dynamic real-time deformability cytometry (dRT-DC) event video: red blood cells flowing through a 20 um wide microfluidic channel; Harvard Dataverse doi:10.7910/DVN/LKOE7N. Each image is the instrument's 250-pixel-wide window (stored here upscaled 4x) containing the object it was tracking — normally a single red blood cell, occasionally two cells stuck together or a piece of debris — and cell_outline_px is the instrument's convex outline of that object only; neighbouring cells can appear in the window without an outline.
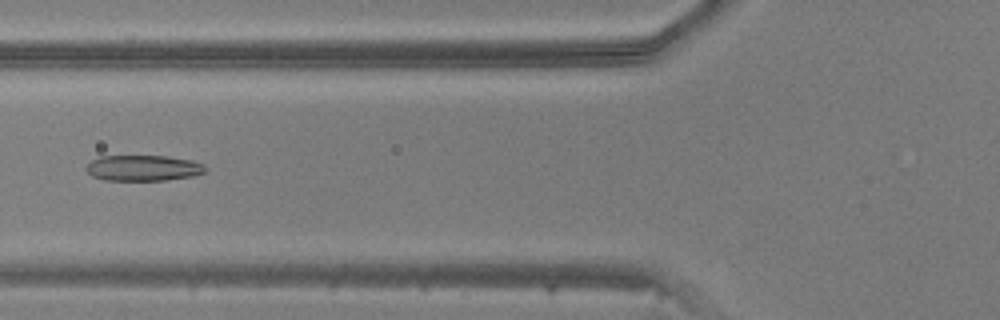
{"species": "common noctule bat (a hibernating species)", "species_latin": "Nyctalus noctula", "temperature_condition": "warm", "stored_images_in_passage": 49, "camera_frame_rate_fps": 3000, "um_per_image_px": 0.085, "animal": {"sex": "male", "body_mass_g": 20.5, "forearm_length_mm": 52.5}, "frame": {"image": 1, "passage_image": 19, "time_ms": 6.0, "image_size_px": [1000, 320], "cell_outline_px": [[204, 172], [192, 176], [168, 180], [104, 180], [92, 176], [84, 168], [92, 160], [100, 156], [168, 156], [192, 160], [204, 164]], "centroid_in_image_um": [12.15, 14.28], "position_along_channel_um": 113.6, "area_um2": 17.86}}
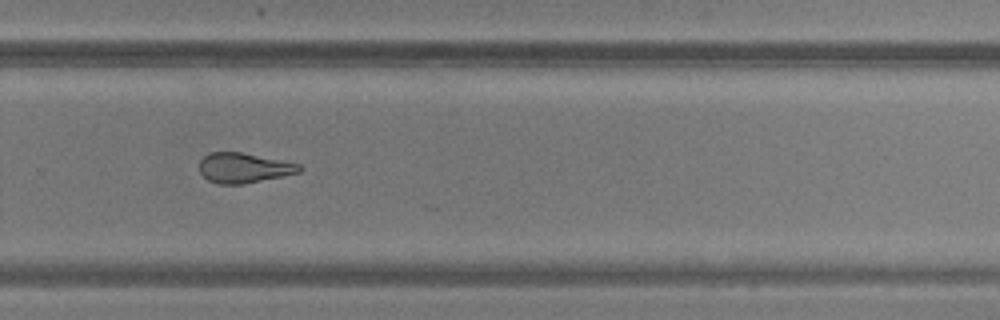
{"frame": {"image": 2, "passage_image": 33, "time_ms": 10.667, "image_size_px": [1000, 320], "cell_outline_px": [[304, 168], [300, 172], [244, 184], [216, 184], [208, 180], [200, 172], [200, 160], [208, 152], [240, 152], [300, 164]], "centroid_in_image_um": [20.71, 14.27], "position_along_channel_um": 309.1, "area_um2": 17.4}}
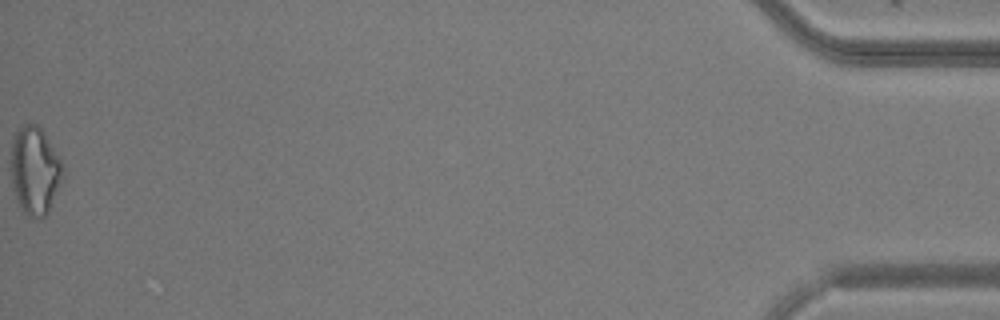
{"frame": {"image": 3, "passage_image": 49, "time_ms": 16.0, "image_size_px": [1000, 320], "cell_outline_px": [[64, 176], [48, 212], [40, 220], [28, 216], [24, 212], [16, 196], [12, 184], [12, 136], [28, 120], [36, 124], [44, 132], [64, 164]], "centroid_in_image_um": [2.99, 14.47], "position_along_channel_um": 432.2, "area_um2": 26.65}}